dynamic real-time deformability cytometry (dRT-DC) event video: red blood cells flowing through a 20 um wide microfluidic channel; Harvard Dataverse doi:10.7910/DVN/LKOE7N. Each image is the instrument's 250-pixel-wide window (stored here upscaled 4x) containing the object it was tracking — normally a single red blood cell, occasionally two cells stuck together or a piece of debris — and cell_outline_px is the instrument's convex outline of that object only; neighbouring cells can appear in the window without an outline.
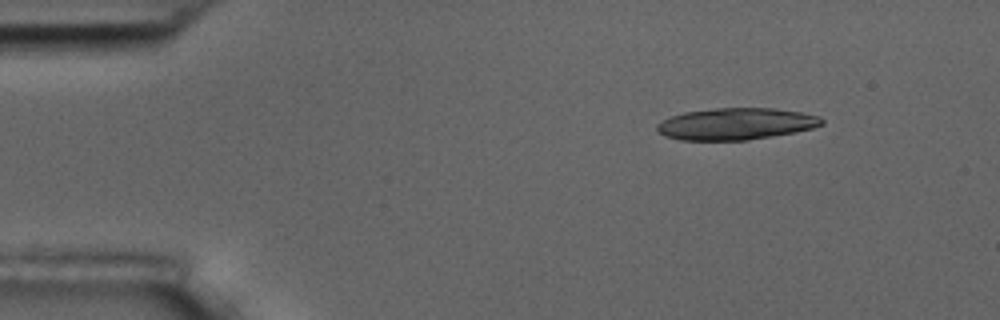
{"species": "common noctule bat (a hibernating species)", "species_latin": "Nyctalus noctula", "temperature_condition": "room temperature", "stored_images_in_passage": 6, "segment_of_instrument_passage": [2, 2], "camera_frame_rate_fps": 3000, "um_per_image_px": 0.085, "animal": {"sex": "male", "body_mass_g": 17.5, "forearm_length_mm": 52.3}, "frame": {"image": 1, "passage_image": 6, "time_ms": 6.667, "image_size_px": [1000, 320], "cell_outline_px": [[824, 124], [812, 128], [796, 132], [748, 140], [680, 140], [664, 136], [656, 128], [656, 124], [672, 116], [684, 112], [716, 108], [772, 108], [800, 112], [820, 116], [824, 120]], "centroid_in_image_um": [62.57, 10.53], "position_along_channel_um": 22.4, "area_um2": 30.46}}